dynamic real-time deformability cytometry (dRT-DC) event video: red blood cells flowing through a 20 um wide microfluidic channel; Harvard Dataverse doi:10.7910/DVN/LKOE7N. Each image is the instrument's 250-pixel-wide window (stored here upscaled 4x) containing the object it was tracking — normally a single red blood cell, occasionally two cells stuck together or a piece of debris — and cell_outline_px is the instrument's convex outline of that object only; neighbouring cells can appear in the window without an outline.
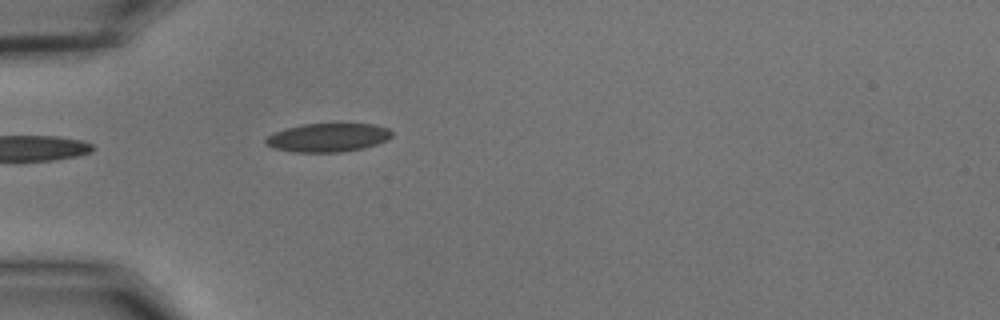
{"species": "common noctule bat (a hibernating species)", "species_latin": "Nyctalus noctula", "temperature_condition": "cold", "stored_images_in_passage": 25, "camera_frame_rate_fps": 3000, "um_per_image_px": 0.085, "animal": {"sex": "male", "body_mass_g": 15.6}, "frame": {"image": 1, "passage_image": 1, "time_ms": 0.0, "image_size_px": [1000, 320], "cell_outline_px": [[392, 136], [388, 140], [364, 148], [344, 152], [292, 152], [272, 148], [264, 144], [264, 140], [268, 136], [276, 132], [288, 128], [304, 124], [376, 124], [388, 128], [392, 132]], "centroid_in_image_um": [27.89, 11.7], "position_along_channel_um": 57.1, "area_um2": 21.1}}